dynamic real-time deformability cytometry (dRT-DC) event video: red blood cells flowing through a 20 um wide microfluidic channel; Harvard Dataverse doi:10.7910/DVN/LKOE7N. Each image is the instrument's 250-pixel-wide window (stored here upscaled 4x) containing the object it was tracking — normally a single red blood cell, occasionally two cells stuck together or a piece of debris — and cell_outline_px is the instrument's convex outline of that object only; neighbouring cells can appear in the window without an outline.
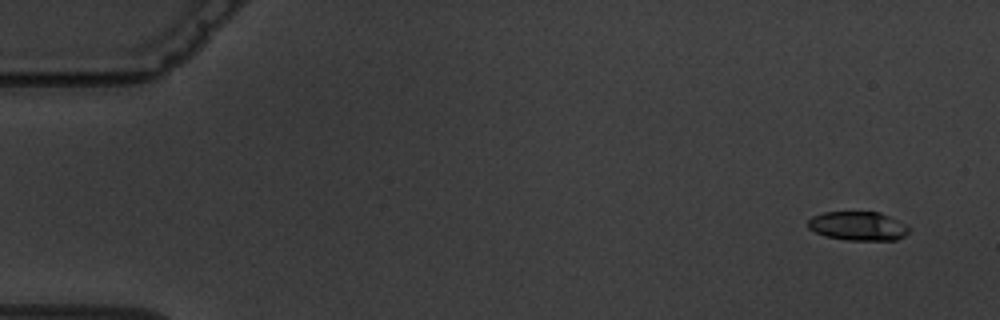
{"species": "common noctule bat (a hibernating species)", "species_latin": "Nyctalus noctula", "temperature_condition": "warm", "stored_images_in_passage": 6, "segment_of_instrument_passage": [1, 2], "camera_frame_rate_fps": 3000, "um_per_image_px": 0.085, "animal": {"sex": "male", "body_mass_g": 19.5, "forearm_length_mm": 54.6}, "frame": {"image": 1, "passage_image": 1, "time_ms": 0.0, "image_size_px": [1000, 320], "cell_outline_px": [[908, 232], [904, 236], [896, 240], [848, 240], [824, 236], [808, 228], [808, 220], [812, 216], [824, 212], [880, 212], [908, 224]], "centroid_in_image_um": [72.94, 19.21], "position_along_channel_um": 12.1, "area_um2": 17.11}}